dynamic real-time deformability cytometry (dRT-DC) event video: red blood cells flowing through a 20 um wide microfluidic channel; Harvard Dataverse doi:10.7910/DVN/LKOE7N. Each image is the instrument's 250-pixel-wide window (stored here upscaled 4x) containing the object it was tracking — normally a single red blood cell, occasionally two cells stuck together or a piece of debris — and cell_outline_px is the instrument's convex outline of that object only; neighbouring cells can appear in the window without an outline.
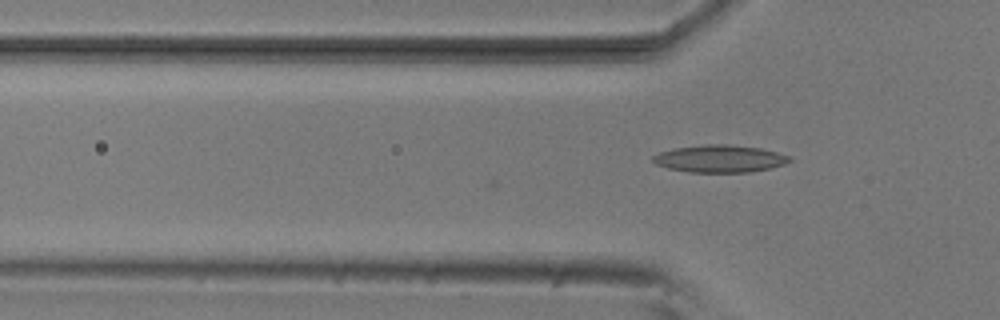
{"species": "common noctule bat (a hibernating species)", "species_latin": "Nyctalus noctula", "temperature_condition": "room temperature", "stored_images_in_passage": 4, "camera_frame_rate_fps": 3000, "um_per_image_px": 0.085, "animal": {"sex": "male", "body_mass_g": 20.5, "forearm_length_mm": 52.5}, "frame": {"image": 1, "passage_image": 4, "time_ms": 1.0, "image_size_px": [1000, 320], "cell_outline_px": [[792, 160], [784, 164], [768, 168], [748, 172], [688, 172], [668, 168], [656, 164], [652, 160], [652, 156], [660, 152], [672, 148], [704, 144], [728, 144], [760, 148], [776, 152], [788, 156]], "centroid_in_image_um": [61.13, 13.48], "position_along_channel_um": 64.7, "area_um2": 21.68}}